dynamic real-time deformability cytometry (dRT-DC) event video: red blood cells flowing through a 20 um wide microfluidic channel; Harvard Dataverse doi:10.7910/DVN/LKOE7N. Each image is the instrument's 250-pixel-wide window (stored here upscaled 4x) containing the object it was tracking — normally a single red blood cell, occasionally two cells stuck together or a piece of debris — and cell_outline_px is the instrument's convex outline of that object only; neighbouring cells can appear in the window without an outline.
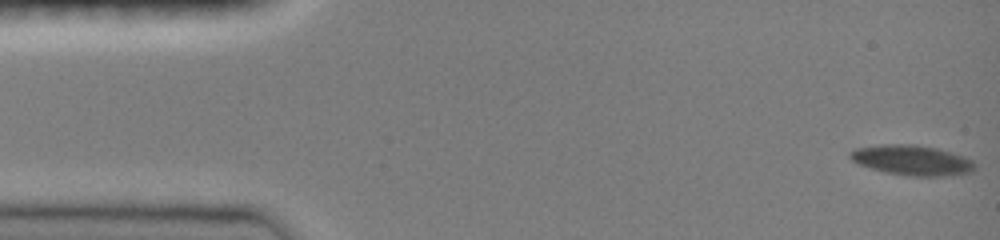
{"species": "common noctule bat (a hibernating species)", "species_latin": "Nyctalus noctula", "temperature_condition": "room temperature", "stored_images_in_passage": 50, "camera_frame_rate_fps": 3000, "um_per_image_px": 0.085, "animal": {"sex": "female", "body_mass_g": 19.0, "forearm_length_mm": 51.5}, "frame": {"image": 1, "passage_image": 1, "time_ms": 0.0, "image_size_px": [1000, 240], "cell_outline_px": [[976, 168], [972, 172], [936, 176], [912, 176], [884, 172], [860, 164], [852, 160], [848, 156], [848, 152], [856, 148], [884, 144], [916, 144], [936, 148], [964, 156], [972, 160], [976, 164]], "centroid_in_image_um": [77.52, 13.61], "position_along_channel_um": 7.5, "area_um2": 21.79}}
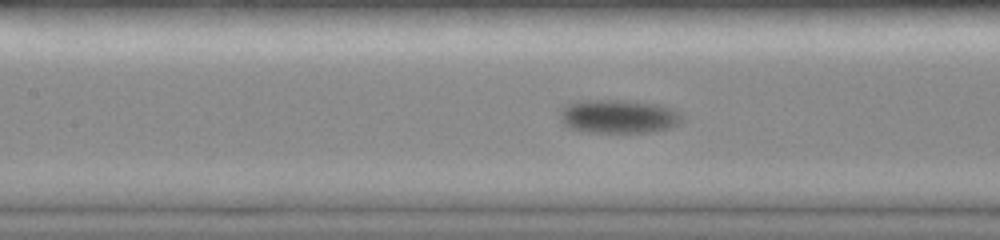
{"frame": {"image": 2, "passage_image": 22, "time_ms": 7.0, "image_size_px": [1000, 240], "cell_outline_px": [[684, 116], [676, 124], [668, 128], [648, 132], [584, 132], [568, 128], [560, 120], [560, 108], [564, 104], [572, 100], [624, 100], [660, 104], [672, 108], [680, 112]], "centroid_in_image_um": [52.5, 9.87], "position_along_channel_um": 154.9, "area_um2": 24.33}}
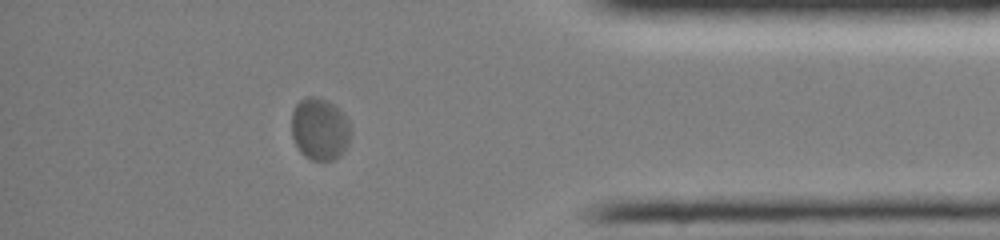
{"frame": {"image": 3, "passage_image": 43, "time_ms": 14.0, "image_size_px": [1000, 240], "cell_outline_px": [[352, 132], [348, 144], [344, 152], [340, 156], [332, 160], [312, 160], [304, 156], [300, 152], [292, 136], [292, 112], [296, 104], [300, 100], [308, 96], [316, 96], [332, 104], [344, 112], [348, 120]], "centroid_in_image_um": [27.2, 10.98], "position_along_channel_um": 408.0, "area_um2": 21.68}, "authors_computed_cell_mechanics": {"area_um2": 22.0218, "velocity_mm_per_s": 3.8641, "shape_relaxation_time_tau1_ms": 2.2519, "shape_relaxation_time_tau2_ms": null, "deformation_change_tau1": 0.0832, "deformation_change_tau2": null}}